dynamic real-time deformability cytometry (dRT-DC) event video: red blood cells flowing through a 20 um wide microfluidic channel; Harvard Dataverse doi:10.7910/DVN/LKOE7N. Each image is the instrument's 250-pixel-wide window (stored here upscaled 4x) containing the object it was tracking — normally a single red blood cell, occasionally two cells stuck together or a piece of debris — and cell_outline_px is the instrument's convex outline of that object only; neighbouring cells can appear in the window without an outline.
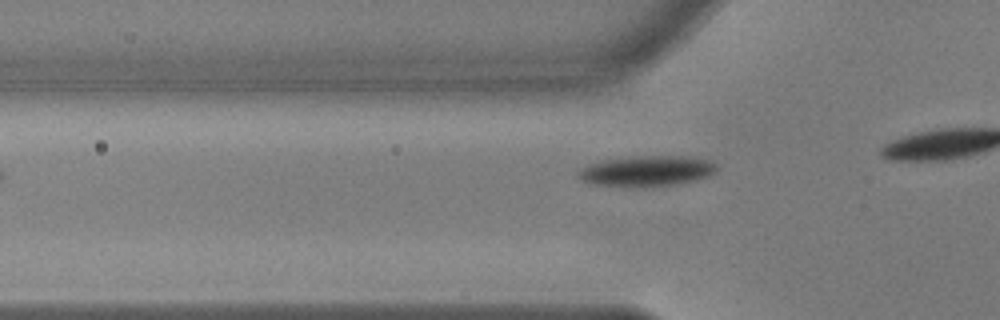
{"species": "common noctule bat (a hibernating species)", "species_latin": "Nyctalus noctula", "temperature_condition": "warm", "stored_images_in_passage": 5, "camera_frame_rate_fps": 3000, "um_per_image_px": 0.085, "animal": {"sex": "male", "body_mass_g": 17.9, "forearm_length_mm": 54.2}, "frame": {"image": 1, "passage_image": 2, "time_ms": 0.333, "image_size_px": [1000, 320], "cell_outline_px": [[716, 172], [708, 176], [696, 180], [676, 184], [588, 184], [580, 180], [576, 176], [576, 172], [580, 168], [588, 164], [600, 160], [628, 156], [688, 156], [708, 160], [716, 164]], "centroid_in_image_um": [54.93, 14.48], "position_along_channel_um": 70.9, "area_um2": 24.1}}